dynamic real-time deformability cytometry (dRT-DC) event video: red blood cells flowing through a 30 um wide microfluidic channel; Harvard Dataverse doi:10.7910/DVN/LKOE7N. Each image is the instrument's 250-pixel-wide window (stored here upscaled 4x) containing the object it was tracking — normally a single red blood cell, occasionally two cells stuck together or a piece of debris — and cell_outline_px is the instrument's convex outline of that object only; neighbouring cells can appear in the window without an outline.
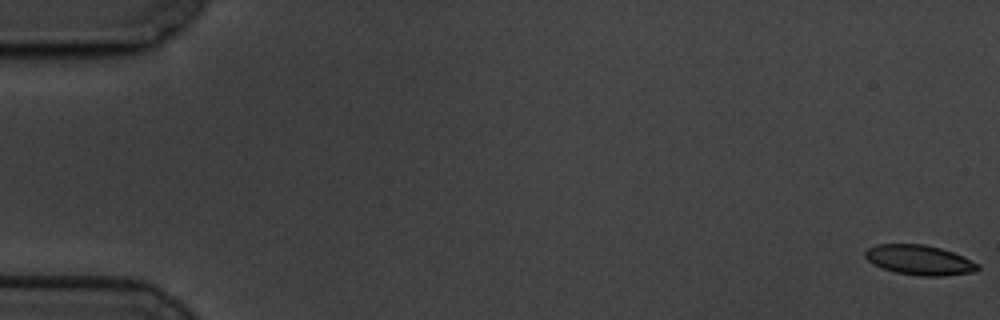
{"species": "common noctule bat (a hibernating species)", "species_latin": "Nyctalus noctula", "temperature_condition": "cold", "stored_images_in_passage": 60, "camera_frame_rate_fps": 3000, "um_per_image_px": 0.085, "animal": {"sex": "male", "body_mass_g": 19.5, "forearm_length_mm": 54.6}, "frame": {"image": 1, "passage_image": 1, "time_ms": 0.0, "image_size_px": [1000, 320], "cell_outline_px": [[980, 268], [976, 272], [944, 276], [920, 276], [896, 272], [872, 264], [864, 256], [864, 252], [868, 248], [876, 244], [924, 244], [940, 248], [964, 256], [980, 264]], "centroid_in_image_um": [78.18, 22.1], "position_along_channel_um": 6.8, "area_um2": 19.77}}
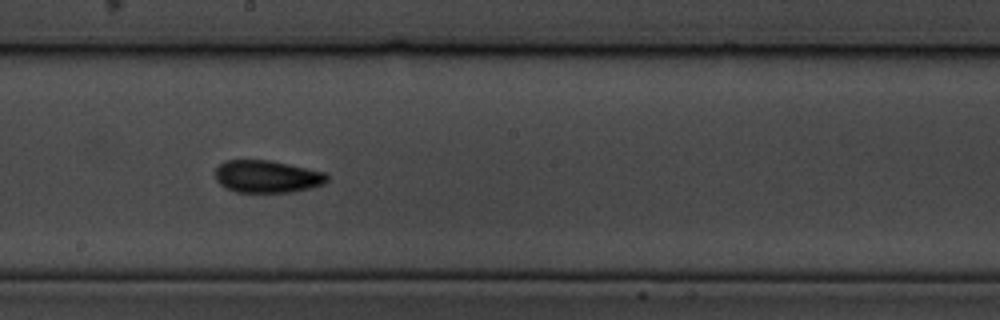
{"frame": {"image": 2, "passage_image": 34, "time_ms": 11.0, "image_size_px": [1000, 320], "cell_outline_px": [[328, 180], [324, 184], [312, 188], [292, 192], [236, 192], [220, 184], [216, 180], [216, 168], [224, 160], [272, 160], [324, 172], [328, 176]], "centroid_in_image_um": [22.72, 15.0], "position_along_channel_um": 225.5, "area_um2": 21.15}}
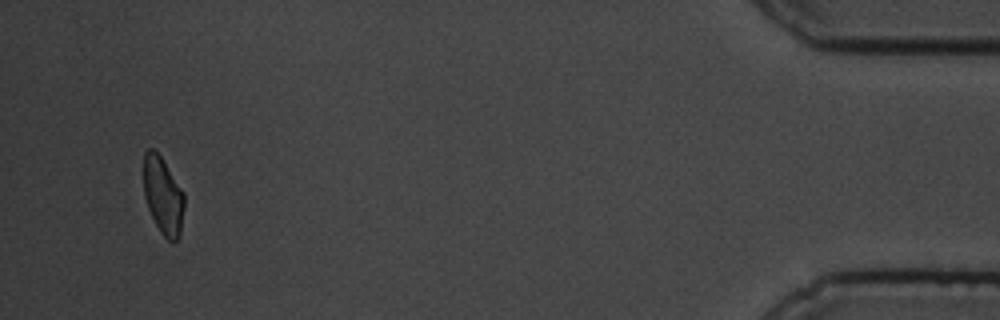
{"frame": {"image": 3, "passage_image": 58, "time_ms": 19.0, "image_size_px": [1000, 320], "cell_outline_px": [[184, 208], [180, 232], [176, 240], [168, 240], [160, 232], [148, 208], [144, 196], [144, 152], [148, 148], [152, 148], [160, 156], [184, 192]], "centroid_in_image_um": [13.85, 16.62], "position_along_channel_um": 421.3, "area_um2": 18.03}, "authors_computed_cell_mechanics": {"area_um2": 20.23, "velocity_mm_per_s": 3.3735, "shape_relaxation_time_tau1_ms": 4.9188, "shape_relaxation_time_tau2_ms": 3.485, "deformation_change_tau1": 0.1483, "deformation_change_tau2": 0.0923}}